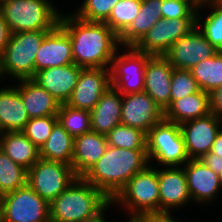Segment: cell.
Instances as JSON below:
<instances>
[{
    "label": "cell",
    "mask_w": 222,
    "mask_h": 222,
    "mask_svg": "<svg viewBox=\"0 0 222 222\" xmlns=\"http://www.w3.org/2000/svg\"><path fill=\"white\" fill-rule=\"evenodd\" d=\"M59 25L71 39L74 64L82 68H110L121 45L119 36L104 22L80 19L60 13Z\"/></svg>",
    "instance_id": "1"
},
{
    "label": "cell",
    "mask_w": 222,
    "mask_h": 222,
    "mask_svg": "<svg viewBox=\"0 0 222 222\" xmlns=\"http://www.w3.org/2000/svg\"><path fill=\"white\" fill-rule=\"evenodd\" d=\"M148 165L147 150L122 149L108 145L103 156L82 178L112 201L127 182Z\"/></svg>",
    "instance_id": "2"
},
{
    "label": "cell",
    "mask_w": 222,
    "mask_h": 222,
    "mask_svg": "<svg viewBox=\"0 0 222 222\" xmlns=\"http://www.w3.org/2000/svg\"><path fill=\"white\" fill-rule=\"evenodd\" d=\"M111 201L82 177L49 204L50 222H85L96 218Z\"/></svg>",
    "instance_id": "3"
},
{
    "label": "cell",
    "mask_w": 222,
    "mask_h": 222,
    "mask_svg": "<svg viewBox=\"0 0 222 222\" xmlns=\"http://www.w3.org/2000/svg\"><path fill=\"white\" fill-rule=\"evenodd\" d=\"M127 207L130 219L160 217L158 169L147 166L136 173L111 201V204Z\"/></svg>",
    "instance_id": "4"
},
{
    "label": "cell",
    "mask_w": 222,
    "mask_h": 222,
    "mask_svg": "<svg viewBox=\"0 0 222 222\" xmlns=\"http://www.w3.org/2000/svg\"><path fill=\"white\" fill-rule=\"evenodd\" d=\"M0 12L12 33L53 30L60 14L49 0H7L0 4Z\"/></svg>",
    "instance_id": "5"
},
{
    "label": "cell",
    "mask_w": 222,
    "mask_h": 222,
    "mask_svg": "<svg viewBox=\"0 0 222 222\" xmlns=\"http://www.w3.org/2000/svg\"><path fill=\"white\" fill-rule=\"evenodd\" d=\"M50 31L12 33L0 59V77L8 74L18 81L33 79L37 51Z\"/></svg>",
    "instance_id": "6"
},
{
    "label": "cell",
    "mask_w": 222,
    "mask_h": 222,
    "mask_svg": "<svg viewBox=\"0 0 222 222\" xmlns=\"http://www.w3.org/2000/svg\"><path fill=\"white\" fill-rule=\"evenodd\" d=\"M147 156L167 166H180L189 160L180 125L163 119L147 133Z\"/></svg>",
    "instance_id": "7"
},
{
    "label": "cell",
    "mask_w": 222,
    "mask_h": 222,
    "mask_svg": "<svg viewBox=\"0 0 222 222\" xmlns=\"http://www.w3.org/2000/svg\"><path fill=\"white\" fill-rule=\"evenodd\" d=\"M76 179L72 166L41 158L27 170V184L49 204Z\"/></svg>",
    "instance_id": "8"
},
{
    "label": "cell",
    "mask_w": 222,
    "mask_h": 222,
    "mask_svg": "<svg viewBox=\"0 0 222 222\" xmlns=\"http://www.w3.org/2000/svg\"><path fill=\"white\" fill-rule=\"evenodd\" d=\"M1 222H50L49 203L28 184L3 196Z\"/></svg>",
    "instance_id": "9"
},
{
    "label": "cell",
    "mask_w": 222,
    "mask_h": 222,
    "mask_svg": "<svg viewBox=\"0 0 222 222\" xmlns=\"http://www.w3.org/2000/svg\"><path fill=\"white\" fill-rule=\"evenodd\" d=\"M129 52L113 57L110 66V85L122 95L144 91V76L147 61L152 57L138 51L134 46Z\"/></svg>",
    "instance_id": "10"
},
{
    "label": "cell",
    "mask_w": 222,
    "mask_h": 222,
    "mask_svg": "<svg viewBox=\"0 0 222 222\" xmlns=\"http://www.w3.org/2000/svg\"><path fill=\"white\" fill-rule=\"evenodd\" d=\"M197 18H160L134 46L151 56H164L181 37L196 27Z\"/></svg>",
    "instance_id": "11"
},
{
    "label": "cell",
    "mask_w": 222,
    "mask_h": 222,
    "mask_svg": "<svg viewBox=\"0 0 222 222\" xmlns=\"http://www.w3.org/2000/svg\"><path fill=\"white\" fill-rule=\"evenodd\" d=\"M218 52L196 26L188 35L174 43L164 57L173 68L190 70L199 62L215 56Z\"/></svg>",
    "instance_id": "12"
},
{
    "label": "cell",
    "mask_w": 222,
    "mask_h": 222,
    "mask_svg": "<svg viewBox=\"0 0 222 222\" xmlns=\"http://www.w3.org/2000/svg\"><path fill=\"white\" fill-rule=\"evenodd\" d=\"M164 119V110L145 91L122 95L121 124L145 133Z\"/></svg>",
    "instance_id": "13"
},
{
    "label": "cell",
    "mask_w": 222,
    "mask_h": 222,
    "mask_svg": "<svg viewBox=\"0 0 222 222\" xmlns=\"http://www.w3.org/2000/svg\"><path fill=\"white\" fill-rule=\"evenodd\" d=\"M222 120L213 113L180 124L189 159H200L211 151Z\"/></svg>",
    "instance_id": "14"
},
{
    "label": "cell",
    "mask_w": 222,
    "mask_h": 222,
    "mask_svg": "<svg viewBox=\"0 0 222 222\" xmlns=\"http://www.w3.org/2000/svg\"><path fill=\"white\" fill-rule=\"evenodd\" d=\"M109 70V68H82L77 85L66 104L91 111L111 86Z\"/></svg>",
    "instance_id": "15"
},
{
    "label": "cell",
    "mask_w": 222,
    "mask_h": 222,
    "mask_svg": "<svg viewBox=\"0 0 222 222\" xmlns=\"http://www.w3.org/2000/svg\"><path fill=\"white\" fill-rule=\"evenodd\" d=\"M160 217H170V208L185 206L191 199L183 168L172 166L158 170Z\"/></svg>",
    "instance_id": "16"
},
{
    "label": "cell",
    "mask_w": 222,
    "mask_h": 222,
    "mask_svg": "<svg viewBox=\"0 0 222 222\" xmlns=\"http://www.w3.org/2000/svg\"><path fill=\"white\" fill-rule=\"evenodd\" d=\"M74 63L71 39L58 24L43 39L35 59V73L45 69Z\"/></svg>",
    "instance_id": "17"
},
{
    "label": "cell",
    "mask_w": 222,
    "mask_h": 222,
    "mask_svg": "<svg viewBox=\"0 0 222 222\" xmlns=\"http://www.w3.org/2000/svg\"><path fill=\"white\" fill-rule=\"evenodd\" d=\"M173 69L164 56H152L145 67L144 91L164 111L170 106Z\"/></svg>",
    "instance_id": "18"
},
{
    "label": "cell",
    "mask_w": 222,
    "mask_h": 222,
    "mask_svg": "<svg viewBox=\"0 0 222 222\" xmlns=\"http://www.w3.org/2000/svg\"><path fill=\"white\" fill-rule=\"evenodd\" d=\"M82 67L72 63L45 68L35 73L33 80L54 96L60 104L67 103L77 85Z\"/></svg>",
    "instance_id": "19"
},
{
    "label": "cell",
    "mask_w": 222,
    "mask_h": 222,
    "mask_svg": "<svg viewBox=\"0 0 222 222\" xmlns=\"http://www.w3.org/2000/svg\"><path fill=\"white\" fill-rule=\"evenodd\" d=\"M184 166L191 199L197 203L214 200L222 188V179L199 159H189Z\"/></svg>",
    "instance_id": "20"
},
{
    "label": "cell",
    "mask_w": 222,
    "mask_h": 222,
    "mask_svg": "<svg viewBox=\"0 0 222 222\" xmlns=\"http://www.w3.org/2000/svg\"><path fill=\"white\" fill-rule=\"evenodd\" d=\"M106 135L90 131L74 138L72 168L77 177H83L103 156L107 148Z\"/></svg>",
    "instance_id": "21"
},
{
    "label": "cell",
    "mask_w": 222,
    "mask_h": 222,
    "mask_svg": "<svg viewBox=\"0 0 222 222\" xmlns=\"http://www.w3.org/2000/svg\"><path fill=\"white\" fill-rule=\"evenodd\" d=\"M121 110L122 94L110 86L90 111L91 130L107 135L115 126L121 124Z\"/></svg>",
    "instance_id": "22"
},
{
    "label": "cell",
    "mask_w": 222,
    "mask_h": 222,
    "mask_svg": "<svg viewBox=\"0 0 222 222\" xmlns=\"http://www.w3.org/2000/svg\"><path fill=\"white\" fill-rule=\"evenodd\" d=\"M17 89L29 118L57 115L60 102L33 79L20 80Z\"/></svg>",
    "instance_id": "23"
},
{
    "label": "cell",
    "mask_w": 222,
    "mask_h": 222,
    "mask_svg": "<svg viewBox=\"0 0 222 222\" xmlns=\"http://www.w3.org/2000/svg\"><path fill=\"white\" fill-rule=\"evenodd\" d=\"M29 119L16 86L0 89V133L21 131Z\"/></svg>",
    "instance_id": "24"
},
{
    "label": "cell",
    "mask_w": 222,
    "mask_h": 222,
    "mask_svg": "<svg viewBox=\"0 0 222 222\" xmlns=\"http://www.w3.org/2000/svg\"><path fill=\"white\" fill-rule=\"evenodd\" d=\"M210 113L209 94L200 90L189 96L175 100L165 111L164 119L182 124Z\"/></svg>",
    "instance_id": "25"
},
{
    "label": "cell",
    "mask_w": 222,
    "mask_h": 222,
    "mask_svg": "<svg viewBox=\"0 0 222 222\" xmlns=\"http://www.w3.org/2000/svg\"><path fill=\"white\" fill-rule=\"evenodd\" d=\"M1 151L13 162L29 170L39 159V149L21 132L0 133Z\"/></svg>",
    "instance_id": "26"
},
{
    "label": "cell",
    "mask_w": 222,
    "mask_h": 222,
    "mask_svg": "<svg viewBox=\"0 0 222 222\" xmlns=\"http://www.w3.org/2000/svg\"><path fill=\"white\" fill-rule=\"evenodd\" d=\"M162 0H146L128 29L119 37L120 44L135 46L151 27L162 18Z\"/></svg>",
    "instance_id": "27"
},
{
    "label": "cell",
    "mask_w": 222,
    "mask_h": 222,
    "mask_svg": "<svg viewBox=\"0 0 222 222\" xmlns=\"http://www.w3.org/2000/svg\"><path fill=\"white\" fill-rule=\"evenodd\" d=\"M74 138L57 121L47 141L39 149L41 159L72 166Z\"/></svg>",
    "instance_id": "28"
},
{
    "label": "cell",
    "mask_w": 222,
    "mask_h": 222,
    "mask_svg": "<svg viewBox=\"0 0 222 222\" xmlns=\"http://www.w3.org/2000/svg\"><path fill=\"white\" fill-rule=\"evenodd\" d=\"M190 71L201 90L211 93L222 86V51L199 62Z\"/></svg>",
    "instance_id": "29"
},
{
    "label": "cell",
    "mask_w": 222,
    "mask_h": 222,
    "mask_svg": "<svg viewBox=\"0 0 222 222\" xmlns=\"http://www.w3.org/2000/svg\"><path fill=\"white\" fill-rule=\"evenodd\" d=\"M57 118L58 122L73 138L92 131L91 114L88 110L74 108L62 103L57 112Z\"/></svg>",
    "instance_id": "30"
},
{
    "label": "cell",
    "mask_w": 222,
    "mask_h": 222,
    "mask_svg": "<svg viewBox=\"0 0 222 222\" xmlns=\"http://www.w3.org/2000/svg\"><path fill=\"white\" fill-rule=\"evenodd\" d=\"M107 144L112 147L147 150V133L123 124L115 126L106 135Z\"/></svg>",
    "instance_id": "31"
},
{
    "label": "cell",
    "mask_w": 222,
    "mask_h": 222,
    "mask_svg": "<svg viewBox=\"0 0 222 222\" xmlns=\"http://www.w3.org/2000/svg\"><path fill=\"white\" fill-rule=\"evenodd\" d=\"M27 184V169L0 151V193L4 196Z\"/></svg>",
    "instance_id": "32"
},
{
    "label": "cell",
    "mask_w": 222,
    "mask_h": 222,
    "mask_svg": "<svg viewBox=\"0 0 222 222\" xmlns=\"http://www.w3.org/2000/svg\"><path fill=\"white\" fill-rule=\"evenodd\" d=\"M206 5L211 6L213 11L201 22L197 10L196 26L218 51H222V5L216 0H207Z\"/></svg>",
    "instance_id": "33"
},
{
    "label": "cell",
    "mask_w": 222,
    "mask_h": 222,
    "mask_svg": "<svg viewBox=\"0 0 222 222\" xmlns=\"http://www.w3.org/2000/svg\"><path fill=\"white\" fill-rule=\"evenodd\" d=\"M140 0H120L111 10L106 23L119 37L128 29L141 8Z\"/></svg>",
    "instance_id": "34"
},
{
    "label": "cell",
    "mask_w": 222,
    "mask_h": 222,
    "mask_svg": "<svg viewBox=\"0 0 222 222\" xmlns=\"http://www.w3.org/2000/svg\"><path fill=\"white\" fill-rule=\"evenodd\" d=\"M57 121V115L30 118L21 132L40 149L51 135Z\"/></svg>",
    "instance_id": "35"
},
{
    "label": "cell",
    "mask_w": 222,
    "mask_h": 222,
    "mask_svg": "<svg viewBox=\"0 0 222 222\" xmlns=\"http://www.w3.org/2000/svg\"><path fill=\"white\" fill-rule=\"evenodd\" d=\"M196 79L190 70L174 68L171 77L170 105L180 98L199 92Z\"/></svg>",
    "instance_id": "36"
},
{
    "label": "cell",
    "mask_w": 222,
    "mask_h": 222,
    "mask_svg": "<svg viewBox=\"0 0 222 222\" xmlns=\"http://www.w3.org/2000/svg\"><path fill=\"white\" fill-rule=\"evenodd\" d=\"M120 0H84L79 8L80 10L74 13L80 19L91 22H105L111 13L112 8Z\"/></svg>",
    "instance_id": "37"
},
{
    "label": "cell",
    "mask_w": 222,
    "mask_h": 222,
    "mask_svg": "<svg viewBox=\"0 0 222 222\" xmlns=\"http://www.w3.org/2000/svg\"><path fill=\"white\" fill-rule=\"evenodd\" d=\"M162 18H197L196 9L184 0H162Z\"/></svg>",
    "instance_id": "38"
},
{
    "label": "cell",
    "mask_w": 222,
    "mask_h": 222,
    "mask_svg": "<svg viewBox=\"0 0 222 222\" xmlns=\"http://www.w3.org/2000/svg\"><path fill=\"white\" fill-rule=\"evenodd\" d=\"M210 113L222 120V86L209 93Z\"/></svg>",
    "instance_id": "39"
},
{
    "label": "cell",
    "mask_w": 222,
    "mask_h": 222,
    "mask_svg": "<svg viewBox=\"0 0 222 222\" xmlns=\"http://www.w3.org/2000/svg\"><path fill=\"white\" fill-rule=\"evenodd\" d=\"M199 160L222 179V158L209 152L203 155Z\"/></svg>",
    "instance_id": "40"
},
{
    "label": "cell",
    "mask_w": 222,
    "mask_h": 222,
    "mask_svg": "<svg viewBox=\"0 0 222 222\" xmlns=\"http://www.w3.org/2000/svg\"><path fill=\"white\" fill-rule=\"evenodd\" d=\"M11 32L5 22L3 15L0 12V59L3 55L4 49L8 44Z\"/></svg>",
    "instance_id": "41"
},
{
    "label": "cell",
    "mask_w": 222,
    "mask_h": 222,
    "mask_svg": "<svg viewBox=\"0 0 222 222\" xmlns=\"http://www.w3.org/2000/svg\"><path fill=\"white\" fill-rule=\"evenodd\" d=\"M210 152L222 158V129L217 133Z\"/></svg>",
    "instance_id": "42"
},
{
    "label": "cell",
    "mask_w": 222,
    "mask_h": 222,
    "mask_svg": "<svg viewBox=\"0 0 222 222\" xmlns=\"http://www.w3.org/2000/svg\"><path fill=\"white\" fill-rule=\"evenodd\" d=\"M191 4L196 10H199L202 5H205L207 0H184ZM200 6V7H199Z\"/></svg>",
    "instance_id": "43"
},
{
    "label": "cell",
    "mask_w": 222,
    "mask_h": 222,
    "mask_svg": "<svg viewBox=\"0 0 222 222\" xmlns=\"http://www.w3.org/2000/svg\"><path fill=\"white\" fill-rule=\"evenodd\" d=\"M150 222H179L170 217H156V218H150Z\"/></svg>",
    "instance_id": "44"
},
{
    "label": "cell",
    "mask_w": 222,
    "mask_h": 222,
    "mask_svg": "<svg viewBox=\"0 0 222 222\" xmlns=\"http://www.w3.org/2000/svg\"><path fill=\"white\" fill-rule=\"evenodd\" d=\"M103 213H105L104 211L99 214L96 218L92 219V220H88V221H85V222H106L105 220V216H103Z\"/></svg>",
    "instance_id": "45"
},
{
    "label": "cell",
    "mask_w": 222,
    "mask_h": 222,
    "mask_svg": "<svg viewBox=\"0 0 222 222\" xmlns=\"http://www.w3.org/2000/svg\"><path fill=\"white\" fill-rule=\"evenodd\" d=\"M129 222H150V218H146V219H130Z\"/></svg>",
    "instance_id": "46"
},
{
    "label": "cell",
    "mask_w": 222,
    "mask_h": 222,
    "mask_svg": "<svg viewBox=\"0 0 222 222\" xmlns=\"http://www.w3.org/2000/svg\"><path fill=\"white\" fill-rule=\"evenodd\" d=\"M2 200H3V195L0 193V206L2 204Z\"/></svg>",
    "instance_id": "47"
},
{
    "label": "cell",
    "mask_w": 222,
    "mask_h": 222,
    "mask_svg": "<svg viewBox=\"0 0 222 222\" xmlns=\"http://www.w3.org/2000/svg\"><path fill=\"white\" fill-rule=\"evenodd\" d=\"M216 1L222 5V0H216Z\"/></svg>",
    "instance_id": "48"
},
{
    "label": "cell",
    "mask_w": 222,
    "mask_h": 222,
    "mask_svg": "<svg viewBox=\"0 0 222 222\" xmlns=\"http://www.w3.org/2000/svg\"><path fill=\"white\" fill-rule=\"evenodd\" d=\"M5 1H7V0H0V4L3 3V2H5Z\"/></svg>",
    "instance_id": "49"
}]
</instances>
